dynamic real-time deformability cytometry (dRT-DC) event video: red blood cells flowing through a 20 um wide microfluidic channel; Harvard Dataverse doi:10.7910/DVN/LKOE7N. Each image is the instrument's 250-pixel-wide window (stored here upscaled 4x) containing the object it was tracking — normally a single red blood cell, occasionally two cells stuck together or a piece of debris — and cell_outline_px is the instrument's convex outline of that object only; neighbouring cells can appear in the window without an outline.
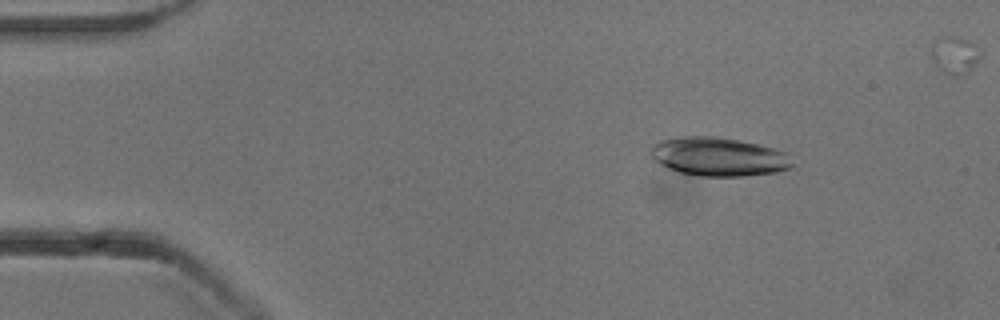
{"species": "common noctule bat (a hibernating species)", "species_latin": "Nyctalus noctula", "temperature_condition": "cold", "stored_images_in_passage": 49, "camera_frame_rate_fps": 3000, "um_per_image_px": 0.085, "animal": {"sex": "male", "body_mass_g": 13.3}, "frame": {"image": 1, "passage_image": 8, "time_ms": 2.333, "image_size_px": [1000, 320], "cell_outline_px": [[796, 164], [792, 168], [776, 172], [744, 176], [700, 176], [680, 172], [668, 168], [652, 160], [648, 152], [652, 144], [660, 140], [680, 136], [712, 136], [740, 140], [772, 148], [784, 152]], "centroid_in_image_um": [61.04, 13.32], "position_along_channel_um": 24.0, "area_um2": 32.19}}
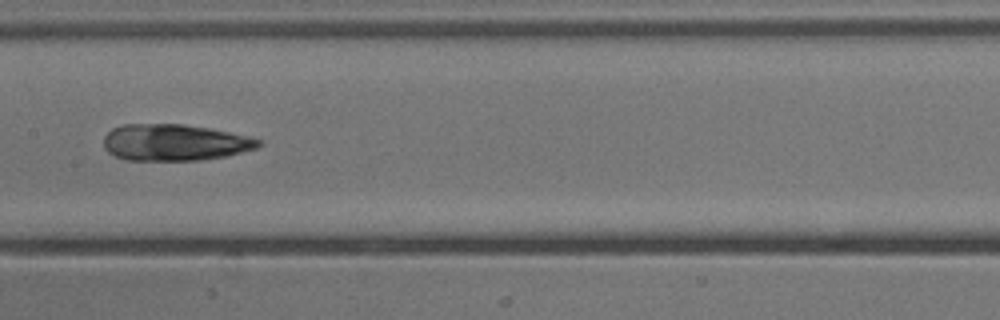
{"frame": {"image": 2, "passage_image": 27, "time_ms": 8.667, "image_size_px": [1000, 320], "cell_outline_px": [[260, 144], [256, 148], [224, 156], [200, 160], [124, 160], [108, 152], [104, 148], [104, 136], [112, 128], [124, 124], [184, 124], [208, 128], [248, 136], [260, 140]], "centroid_in_image_um": [14.79, 12.11], "position_along_channel_um": 192.6, "area_um2": 32.71}}
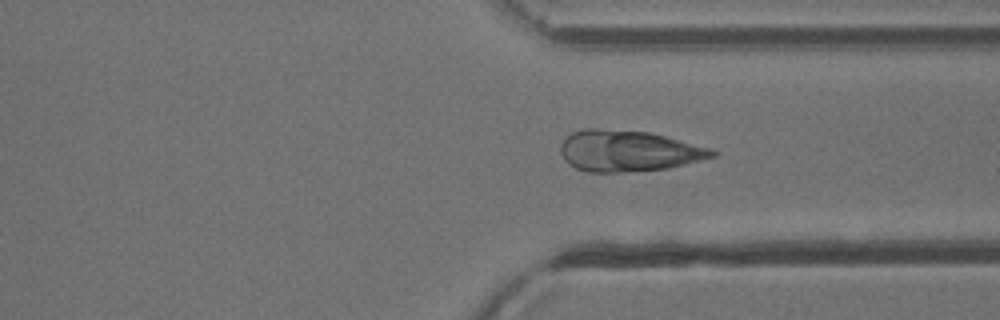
{"frame": {"image": 3, "passage_image": 40, "time_ms": 13.0, "image_size_px": [1000, 320], "cell_outline_px": [[716, 156], [668, 168], [620, 172], [588, 172], [576, 168], [568, 164], [564, 160], [560, 152], [560, 144], [572, 132], [584, 128], [596, 128], [648, 132], [712, 148], [716, 152]], "centroid_in_image_um": [53.37, 12.82], "position_along_channel_um": 358.0, "area_um2": 36.18}}